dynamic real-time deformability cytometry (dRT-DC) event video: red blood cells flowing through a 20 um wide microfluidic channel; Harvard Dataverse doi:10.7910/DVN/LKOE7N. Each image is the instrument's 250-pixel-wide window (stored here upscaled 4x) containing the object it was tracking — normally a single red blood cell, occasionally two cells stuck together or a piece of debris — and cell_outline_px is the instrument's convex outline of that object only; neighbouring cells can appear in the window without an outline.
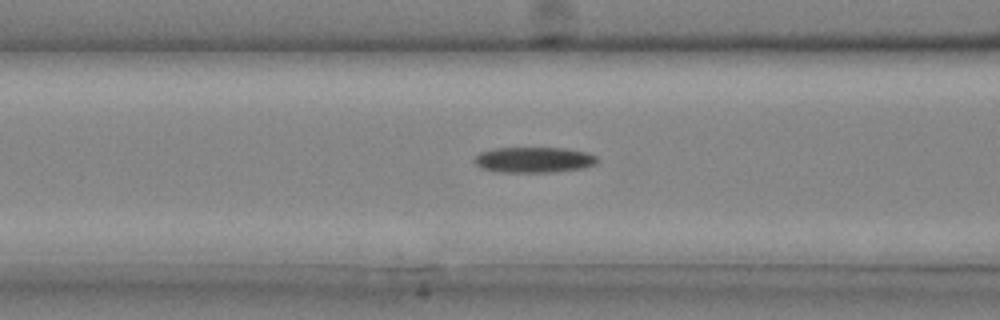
{"species": "common noctule bat (a hibernating species)", "species_latin": "Nyctalus noctula", "temperature_condition": "cold", "stored_images_in_passage": 20, "camera_frame_rate_fps": 3000, "um_per_image_px": 0.085, "animal": {"sex": "male", "body_mass_g": 20.4}, "frame": {"image": 1, "passage_image": 4, "time_ms": 1.0, "image_size_px": [1000, 320], "cell_outline_px": [[596, 164], [584, 168], [552, 172], [496, 172], [480, 168], [472, 160], [480, 152], [496, 148], [564, 148], [588, 152], [596, 156]], "centroid_in_image_um": [45.36, 13.59], "position_along_channel_um": 121.2, "area_um2": 18.44}}
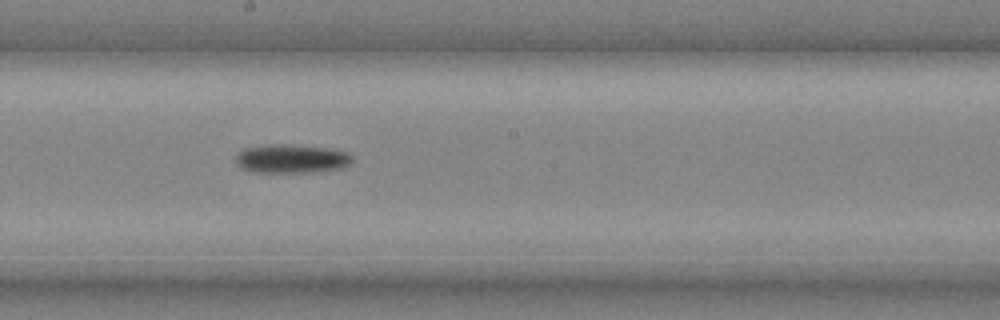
{"frame": {"image": 2, "passage_image": 9, "time_ms": 2.667, "image_size_px": [1000, 320], "cell_outline_px": [[352, 164], [344, 168], [312, 172], [256, 172], [244, 168], [236, 160], [236, 156], [244, 148], [268, 144], [284, 144], [324, 148], [348, 152], [352, 156]], "centroid_in_image_um": [24.84, 13.49], "position_along_channel_um": 223.4, "area_um2": 19.31}}
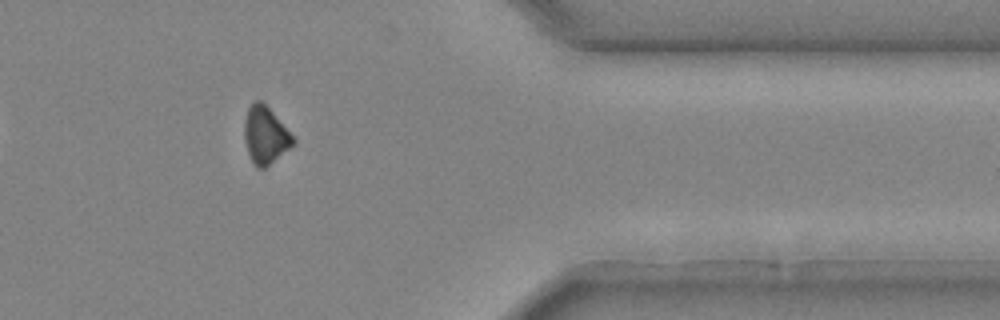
{"frame": {"image": 3, "passage_image": 18, "time_ms": 5.667, "image_size_px": [1000, 320], "cell_outline_px": [[296, 144], [264, 168], [256, 168], [252, 164], [244, 140], [244, 120], [248, 108], [256, 100], [260, 100], [272, 112], [296, 140]], "centroid_in_image_um": [22.54, 11.53], "position_along_channel_um": 388.9, "area_um2": 16.13}}